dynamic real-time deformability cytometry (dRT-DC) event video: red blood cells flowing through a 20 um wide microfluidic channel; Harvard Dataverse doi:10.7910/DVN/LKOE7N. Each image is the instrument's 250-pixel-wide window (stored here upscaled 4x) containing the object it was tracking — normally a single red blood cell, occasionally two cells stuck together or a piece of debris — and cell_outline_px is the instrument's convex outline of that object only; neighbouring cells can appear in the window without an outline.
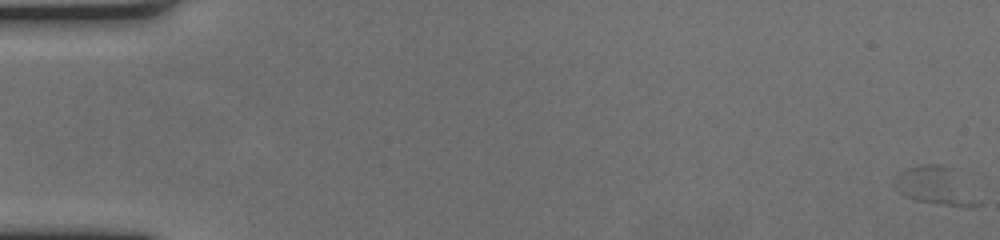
{"species": "human", "species_latin": "Homo sapiens", "temperature_condition": "cold", "stored_images_in_passage": 62, "camera_frame_rate_fps": 3000, "um_per_image_px": 0.085, "donor": {"sex": "female"}, "frame": {"image": 1, "passage_image": 1, "time_ms": 0.0, "image_size_px": [1000, 240], "cell_outline_px": [[984, 204], [972, 208], [964, 208], [916, 200], [904, 196], [892, 184], [896, 176], [904, 168], [920, 164], [940, 164], [952, 168]], "centroid_in_image_um": [79.54, 15.82], "position_along_channel_um": 5.5, "area_um2": 18.84}}
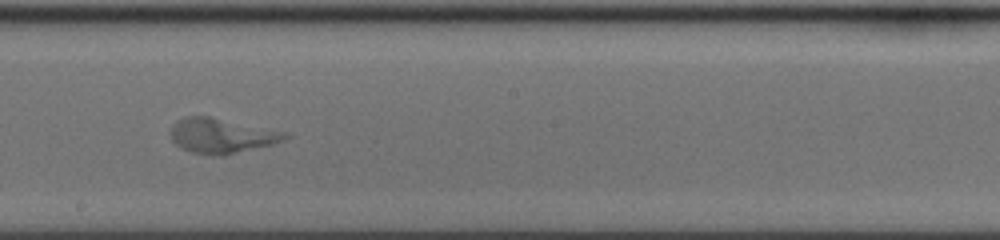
{"frame": {"image": 2, "passage_image": 37, "time_ms": 12.0, "image_size_px": [1000, 240], "cell_outline_px": [[292, 136], [284, 140], [272, 144], [220, 156], [212, 156], [192, 152], [180, 148], [172, 140], [168, 132], [172, 124], [176, 120], [184, 116], [208, 116], [288, 132]], "centroid_in_image_um": [18.79, 11.53], "position_along_channel_um": 229.4, "area_um2": 23.47}}
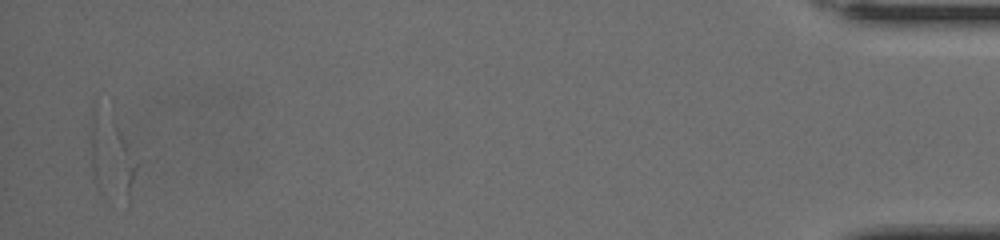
{"frame": {"image": 3, "passage_image": 62, "time_ms": 20.333, "image_size_px": [1000, 240], "cell_outline_px": [[132, 152], [104, 196], [100, 192], [96, 184], [92, 172], [88, 140], [88, 136], [92, 104], [96, 92], [112, 100], [132, 144]], "centroid_in_image_um": [9.09, 12.12], "position_along_channel_um": 426.1, "area_um2": 20.87}}